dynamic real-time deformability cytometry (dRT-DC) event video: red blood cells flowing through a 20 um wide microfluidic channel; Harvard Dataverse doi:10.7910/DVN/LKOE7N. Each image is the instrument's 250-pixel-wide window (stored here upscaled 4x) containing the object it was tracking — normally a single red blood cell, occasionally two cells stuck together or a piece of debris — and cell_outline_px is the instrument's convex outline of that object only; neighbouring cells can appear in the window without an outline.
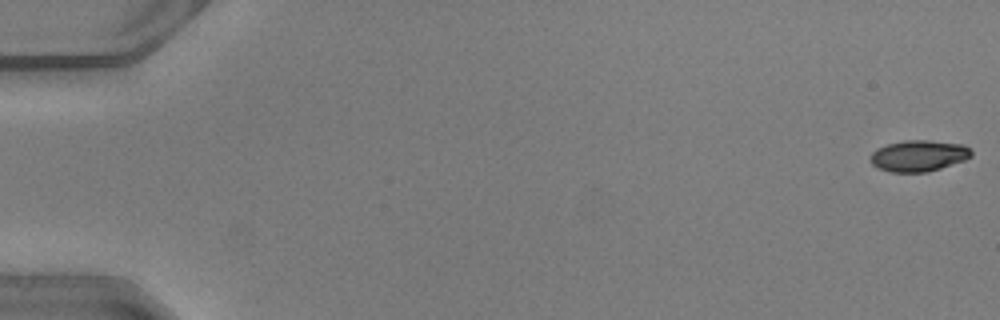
{"species": "common noctule bat (a hibernating species)", "species_latin": "Nyctalus noctula", "temperature_condition": "warm", "stored_images_in_passage": 51, "camera_frame_rate_fps": 3000, "um_per_image_px": 0.085, "animal": {"sex": "male", "body_mass_g": 20.5, "forearm_length_mm": 52.5}, "frame": {"image": 1, "passage_image": 1, "time_ms": 0.0, "image_size_px": [1000, 320], "cell_outline_px": [[972, 156], [964, 160], [928, 172], [892, 172], [880, 168], [872, 164], [872, 152], [876, 148], [888, 144], [904, 140], [928, 140], [964, 144], [972, 152]], "centroid_in_image_um": [78.1, 13.23], "position_along_channel_um": 6.9, "area_um2": 18.21}}
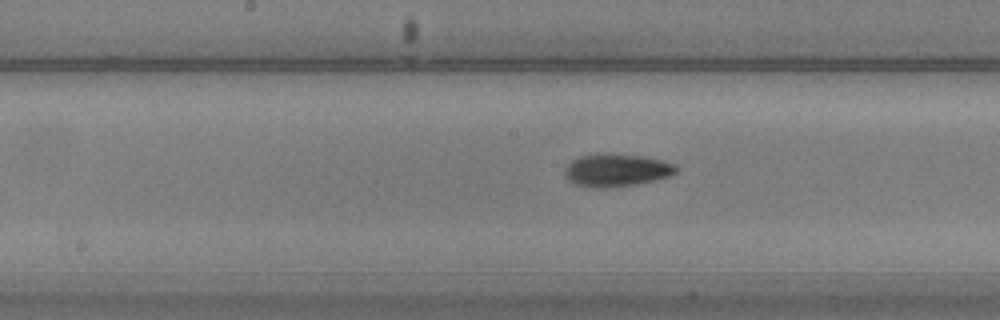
{"frame": {"image": 2, "passage_image": 27, "time_ms": 8.667, "image_size_px": [1000, 320], "cell_outline_px": [[680, 168], [676, 172], [668, 176], [656, 180], [640, 184], [604, 188], [592, 188], [576, 184], [568, 180], [564, 176], [564, 168], [572, 160], [580, 156], [596, 152], [608, 152], [640, 156], [660, 160], [676, 164]], "centroid_in_image_um": [52.38, 14.45], "position_along_channel_um": 195.8, "area_um2": 21.73}}
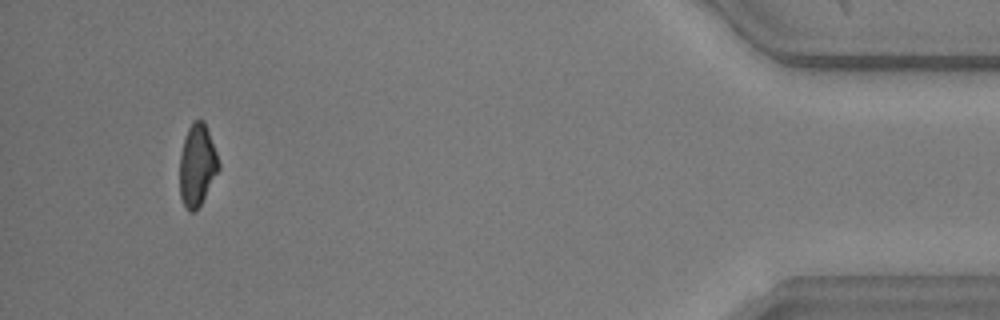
{"frame": {"image": 3, "passage_image": 48, "time_ms": 15.667, "image_size_px": [1000, 320], "cell_outline_px": [[220, 168], [196, 212], [188, 212], [180, 196], [180, 156], [184, 140], [188, 128], [192, 120], [204, 120], [216, 152], [220, 164]], "centroid_in_image_um": [16.76, 14.05], "position_along_channel_um": 418.4, "area_um2": 18.5}, "authors_computed_cell_mechanics": {"area_um2": 19.652, "velocity_mm_per_s": 4.1125, "shape_relaxation_time_tau1_ms": 3.2612, "shape_relaxation_time_tau2_ms": 10.6522, "deformation_change_tau1": 0.1418, "deformation_change_tau2": 0.1506}}